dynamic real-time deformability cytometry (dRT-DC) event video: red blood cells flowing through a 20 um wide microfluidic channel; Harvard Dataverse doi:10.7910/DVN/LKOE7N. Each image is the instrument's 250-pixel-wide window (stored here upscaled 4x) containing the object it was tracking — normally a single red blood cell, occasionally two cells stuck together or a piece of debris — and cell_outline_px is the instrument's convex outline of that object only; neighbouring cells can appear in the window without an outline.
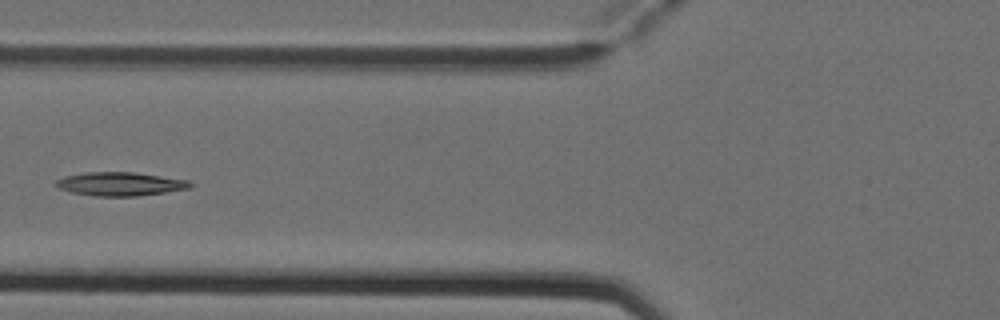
{"species": "Egyptian fruit bat (a non-hibernating species)", "species_latin": "Rousettus aegyptiacus", "temperature_condition": "cold", "stored_images_in_passage": 7, "camera_frame_rate_fps": 3000, "um_per_image_px": 0.085, "animal": {"sex": "female"}, "frame": {"image": 1, "passage_image": 7, "time_ms": 2.0, "image_size_px": [1000, 320], "cell_outline_px": [[196, 184], [192, 188], [136, 196], [92, 196], [72, 192], [56, 188], [52, 184], [56, 180], [64, 176], [88, 172], [136, 172], [188, 180]], "centroid_in_image_um": [10.21, 15.63], "position_along_channel_um": 115.6, "area_um2": 18.73}}